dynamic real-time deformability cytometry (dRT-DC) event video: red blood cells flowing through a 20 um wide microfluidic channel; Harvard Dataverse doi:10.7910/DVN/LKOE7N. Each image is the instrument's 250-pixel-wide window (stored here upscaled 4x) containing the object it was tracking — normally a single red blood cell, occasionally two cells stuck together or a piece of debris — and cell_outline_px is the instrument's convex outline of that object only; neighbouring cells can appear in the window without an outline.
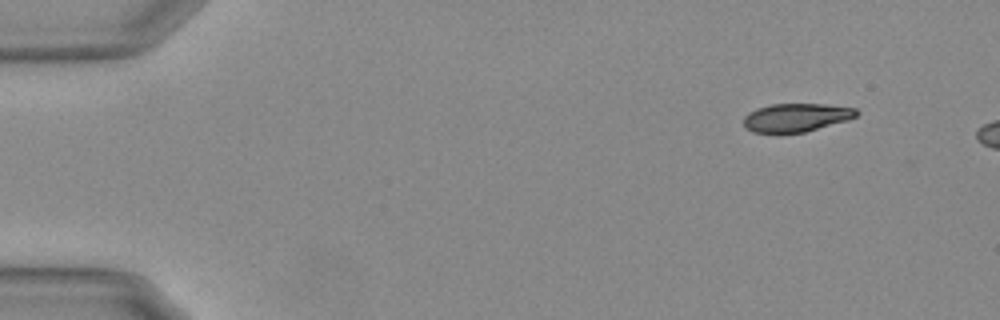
{"species": "Egyptian fruit bat (a non-hibernating species)", "species_latin": "Rousettus aegyptiacus", "temperature_condition": "warm", "stored_images_in_passage": 48, "camera_frame_rate_fps": 3000, "um_per_image_px": 0.085, "animal": {"sex": "female"}, "frame": {"image": 1, "passage_image": 1, "time_ms": 0.0, "image_size_px": [1000, 320], "cell_outline_px": [[860, 112], [856, 116], [848, 120], [804, 132], [752, 132], [744, 128], [744, 116], [748, 112], [756, 108], [772, 104], [824, 104], [856, 108]], "centroid_in_image_um": [67.67, 9.98], "position_along_channel_um": 17.3, "area_um2": 18.61}}
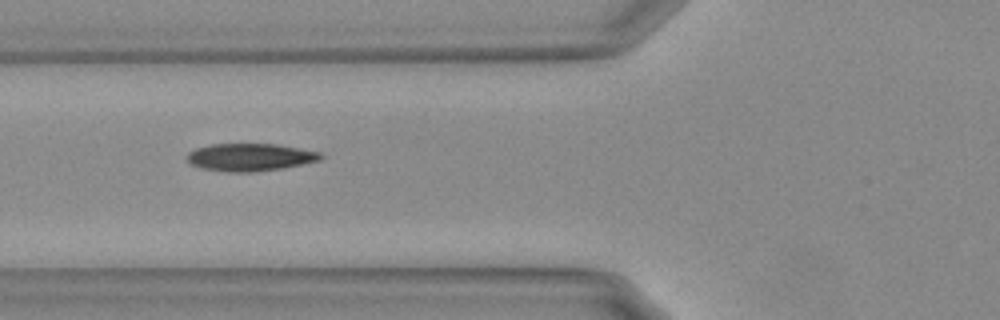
{"frame": {"image": 2, "passage_image": 17, "time_ms": 5.333, "image_size_px": [1000, 320], "cell_outline_px": [[324, 156], [320, 160], [280, 168], [252, 172], [228, 172], [200, 168], [192, 164], [188, 160], [188, 152], [196, 148], [212, 144], [276, 144], [320, 152]], "centroid_in_image_um": [21.24, 13.36], "position_along_channel_um": 104.6, "area_um2": 21.21}}
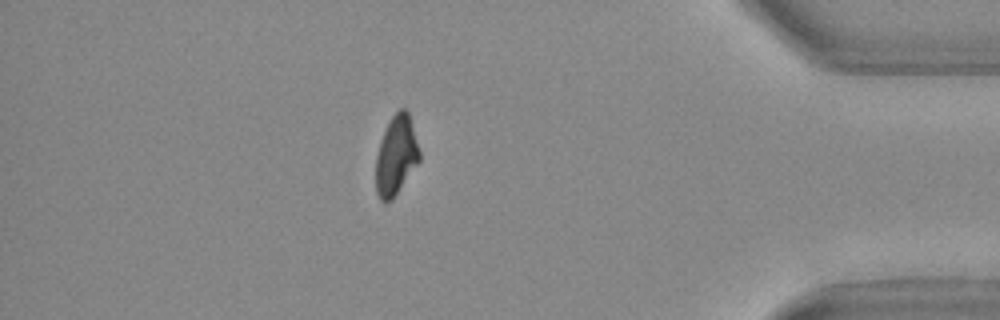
{"frame": {"image": 3, "passage_image": 44, "time_ms": 14.333, "image_size_px": [1000, 320], "cell_outline_px": [[420, 160], [392, 200], [384, 204], [380, 200], [376, 192], [376, 156], [384, 132], [392, 116], [400, 108], [404, 108], [408, 112], [420, 152]], "centroid_in_image_um": [33.66, 13.26], "position_along_channel_um": 401.5, "area_um2": 19.88}}